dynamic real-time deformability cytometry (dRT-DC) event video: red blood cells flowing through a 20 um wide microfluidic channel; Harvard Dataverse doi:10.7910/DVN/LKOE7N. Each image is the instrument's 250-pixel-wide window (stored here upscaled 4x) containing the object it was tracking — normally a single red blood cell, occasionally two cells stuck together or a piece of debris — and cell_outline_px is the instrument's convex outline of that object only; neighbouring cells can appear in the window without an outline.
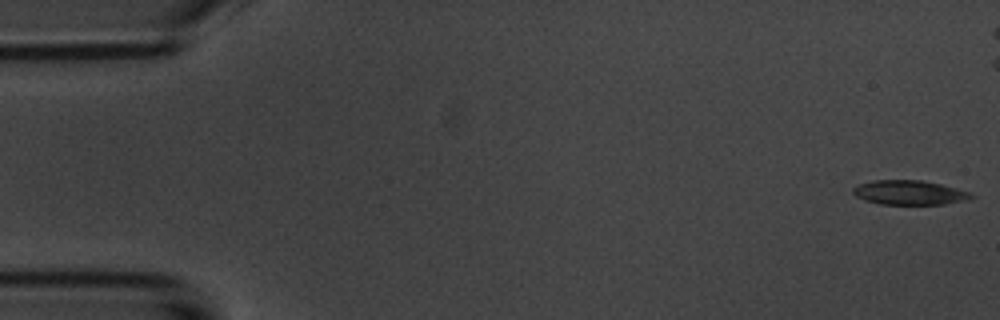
{"species": "common noctule bat (a hibernating species)", "species_latin": "Nyctalus noctula", "temperature_condition": "room temperature", "stored_images_in_passage": 47, "camera_frame_rate_fps": 3000, "um_per_image_px": 0.085, "animal": {"sex": "male", "body_mass_g": 20.1, "forearm_length_mm": 53.5}, "frame": {"image": 1, "passage_image": 1, "time_ms": 0.0, "image_size_px": [1000, 320], "cell_outline_px": [[976, 196], [968, 200], [944, 204], [880, 204], [864, 200], [856, 196], [852, 192], [852, 188], [860, 184], [872, 180], [920, 180], [940, 184], [956, 188], [968, 192]], "centroid_in_image_um": [77.29, 16.37], "position_along_channel_um": 7.7, "area_um2": 16.76}}
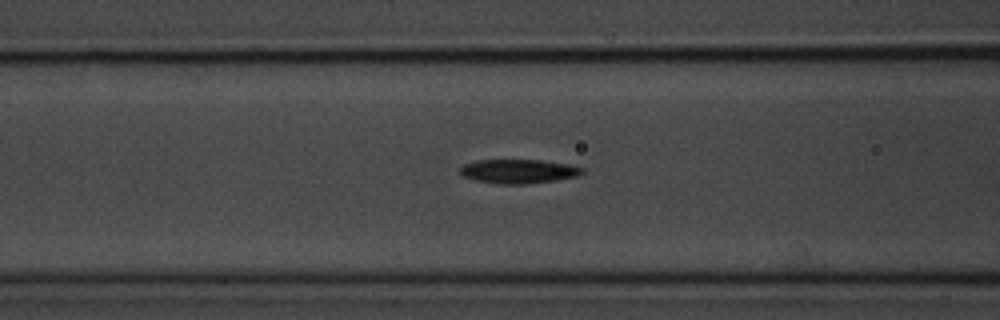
{"frame": {"image": 2, "passage_image": 21, "time_ms": 6.667, "image_size_px": [1000, 320], "cell_outline_px": [[584, 172], [580, 176], [556, 180], [528, 184], [500, 184], [476, 180], [460, 176], [460, 168], [464, 164], [476, 160], [540, 160], [568, 164], [584, 168]], "centroid_in_image_um": [44.08, 14.56], "position_along_channel_um": 122.5, "area_um2": 17.28}}
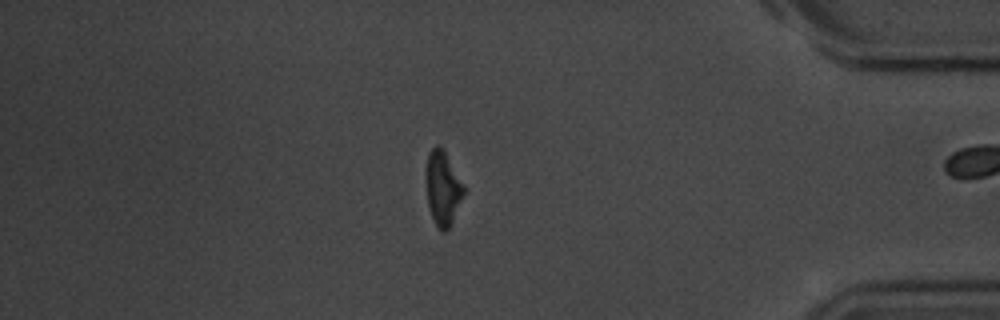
{"frame": {"image": 3, "passage_image": 46, "time_ms": 15.0, "image_size_px": [1000, 320], "cell_outline_px": [[464, 192], [452, 220], [448, 228], [444, 232], [436, 224], [428, 208], [424, 180], [424, 176], [428, 152], [436, 144], [440, 144], [464, 188]], "centroid_in_image_um": [37.56, 15.94], "position_along_channel_um": 397.6, "area_um2": 16.01}, "authors_computed_cell_mechanics": {"area_um2": 17.34, "velocity_mm_per_s": 3.7144, "shape_relaxation_time_tau1_ms": 3.3579, "shape_relaxation_time_tau2_ms": 7.7351, "deformation_change_tau1": 0.1489, "deformation_change_tau2": 0.1955}}